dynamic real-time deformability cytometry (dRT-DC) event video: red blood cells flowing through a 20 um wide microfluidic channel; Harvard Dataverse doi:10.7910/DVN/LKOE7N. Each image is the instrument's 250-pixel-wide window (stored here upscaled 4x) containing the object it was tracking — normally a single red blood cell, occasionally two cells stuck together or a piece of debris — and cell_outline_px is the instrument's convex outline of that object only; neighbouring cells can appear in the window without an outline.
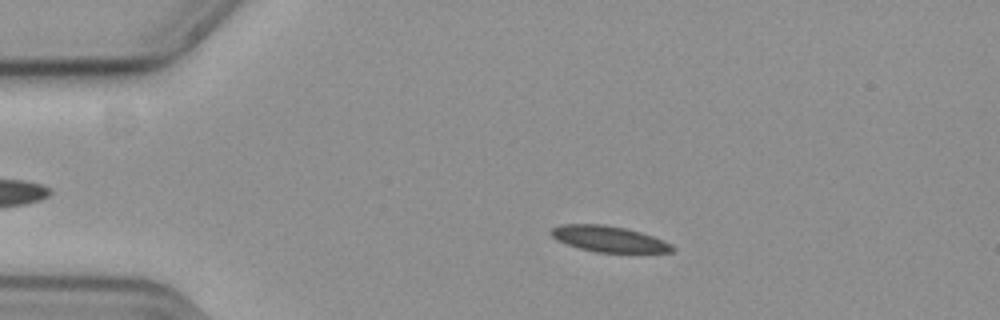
{"species": "common noctule bat (a hibernating species)", "species_latin": "Nyctalus noctula", "temperature_condition": "cold", "stored_images_in_passage": 50, "camera_frame_rate_fps": 3000, "um_per_image_px": 0.085, "animal": {"sex": "female", "body_mass_g": 19.3, "forearm_length_mm": 54.1}, "frame": {"image": 1, "passage_image": 12, "time_ms": 3.667, "image_size_px": [1000, 320], "cell_outline_px": [[676, 248], [672, 252], [596, 252], [580, 248], [556, 240], [548, 232], [552, 228], [560, 224], [604, 224], [624, 228], [640, 232], [664, 240], [672, 244]], "centroid_in_image_um": [51.74, 20.3], "position_along_channel_um": 33.3, "area_um2": 18.26}}
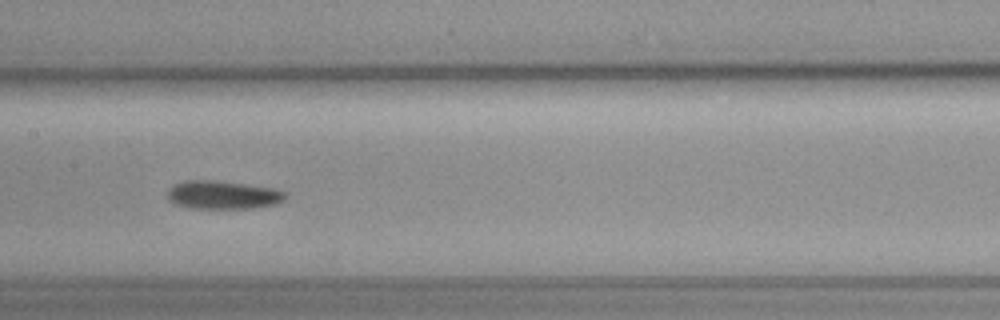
{"frame": {"image": 2, "passage_image": 29, "time_ms": 9.333, "image_size_px": [1000, 320], "cell_outline_px": [[288, 196], [284, 200], [276, 204], [252, 208], [188, 208], [172, 204], [164, 196], [168, 188], [172, 184], [184, 180], [216, 180], [272, 188], [288, 192]], "centroid_in_image_um": [18.87, 16.56], "position_along_channel_um": 188.5, "area_um2": 19.94}}
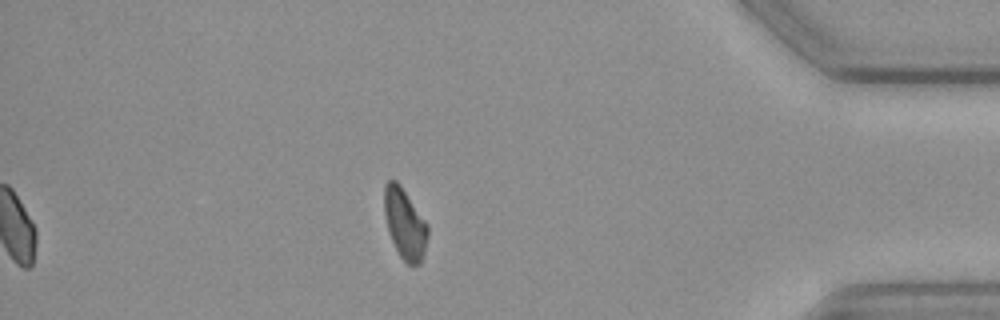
{"frame": {"image": 3, "passage_image": 50, "time_ms": 16.333, "image_size_px": [1000, 320], "cell_outline_px": [[428, 236], [424, 252], [420, 264], [408, 264], [400, 256], [388, 232], [384, 216], [384, 184], [388, 180], [396, 180], [400, 184], [428, 224]], "centroid_in_image_um": [34.4, 18.99], "position_along_channel_um": 400.8, "area_um2": 17.86}, "authors_computed_cell_mechanics": {"area_um2": 18.9295, "velocity_mm_per_s": 3.6253, "shape_relaxation_time_tau1_ms": 6.4867, "shape_relaxation_time_tau2_ms": 4.3045, "deformation_change_tau1": 0.1234, "deformation_change_tau2": 0.1058}}